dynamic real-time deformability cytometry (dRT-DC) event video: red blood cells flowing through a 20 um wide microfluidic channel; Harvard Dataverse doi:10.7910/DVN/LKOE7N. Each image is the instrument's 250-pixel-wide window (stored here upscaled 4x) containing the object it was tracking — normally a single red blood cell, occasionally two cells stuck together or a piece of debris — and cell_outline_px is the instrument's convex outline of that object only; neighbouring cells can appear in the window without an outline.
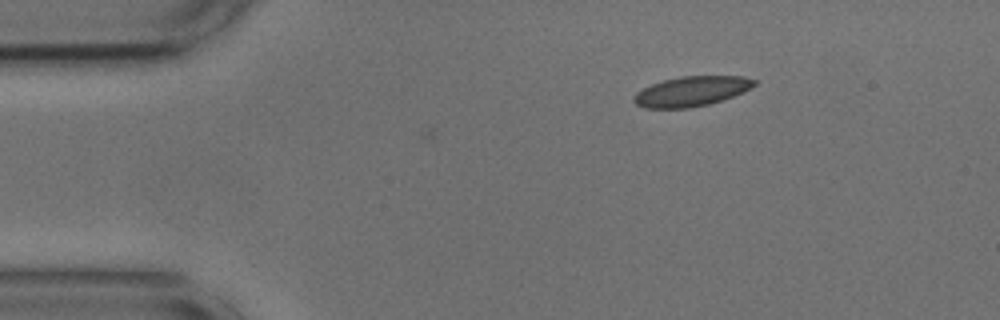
{"species": "common noctule bat (a hibernating species)", "species_latin": "Nyctalus noctula", "temperature_condition": "cold", "stored_images_in_passage": 33, "camera_frame_rate_fps": 3000, "um_per_image_px": 0.085, "animal": {"sex": "male", "body_mass_g": 17.9, "forearm_length_mm": 54.2}, "frame": {"image": 1, "passage_image": 1, "time_ms": 0.0, "image_size_px": [1000, 320], "cell_outline_px": [[756, 84], [732, 96], [708, 104], [688, 108], [644, 108], [636, 104], [632, 100], [636, 92], [652, 84], [664, 80], [680, 76], [744, 76], [756, 80]], "centroid_in_image_um": [58.73, 7.76], "position_along_channel_um": 26.3, "area_um2": 20.69}}
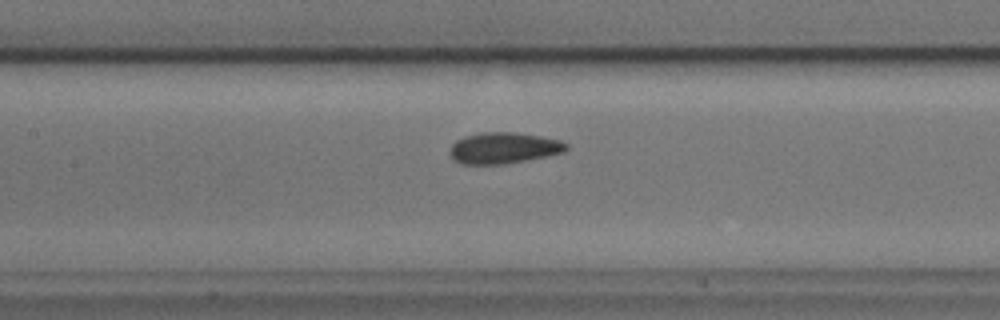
{"frame": {"image": 2, "passage_image": 17, "time_ms": 5.333, "image_size_px": [1000, 320], "cell_outline_px": [[568, 148], [564, 152], [504, 164], [460, 164], [452, 160], [448, 152], [452, 144], [456, 140], [464, 136], [484, 132], [512, 132], [540, 136], [560, 140], [568, 144]], "centroid_in_image_um": [42.75, 12.58], "position_along_channel_um": 164.6, "area_um2": 21.15}}
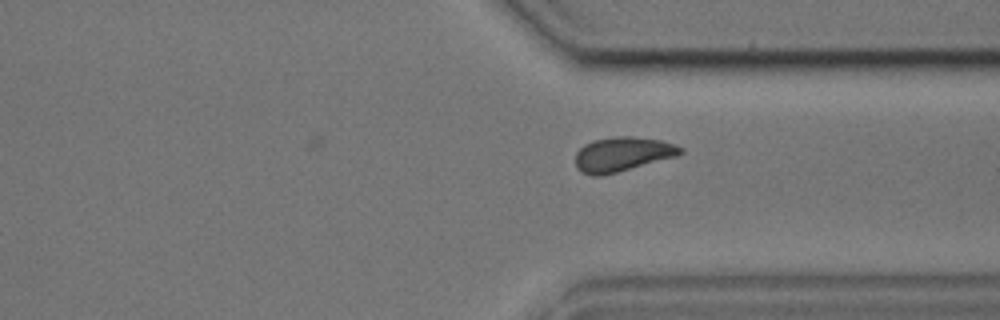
{"frame": {"image": 3, "passage_image": 33, "time_ms": 10.667, "image_size_px": [1000, 320], "cell_outline_px": [[684, 152], [676, 156], [616, 172], [600, 176], [592, 176], [580, 172], [576, 168], [576, 152], [584, 144], [592, 140], [616, 136], [632, 136], [660, 140], [676, 144], [684, 148]], "centroid_in_image_um": [52.89, 13.1], "position_along_channel_um": 358.5, "area_um2": 21.1}}